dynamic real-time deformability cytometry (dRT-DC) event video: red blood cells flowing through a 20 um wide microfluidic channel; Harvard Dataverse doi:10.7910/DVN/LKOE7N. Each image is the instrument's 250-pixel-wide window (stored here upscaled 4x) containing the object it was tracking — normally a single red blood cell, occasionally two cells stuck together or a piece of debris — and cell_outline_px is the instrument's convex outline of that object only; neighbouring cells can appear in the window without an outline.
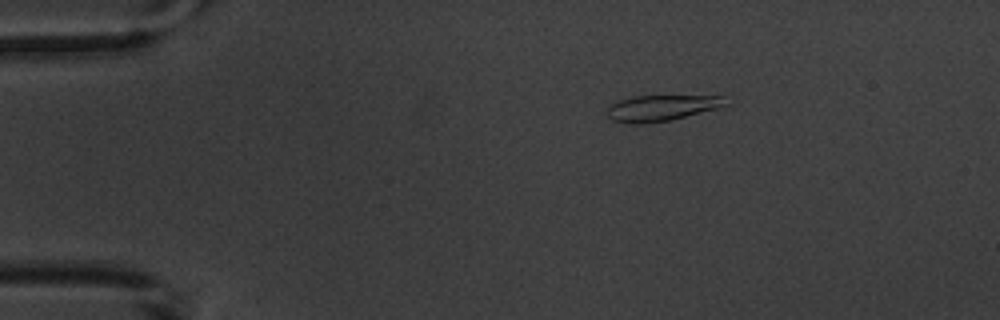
{"species": "common noctule bat (a hibernating species)", "species_latin": "Nyctalus noctula", "temperature_condition": "warm", "stored_images_in_passage": 5, "camera_frame_rate_fps": 3000, "um_per_image_px": 0.085, "animal": {"sex": "male", "body_mass_g": 20.1, "forearm_length_mm": 53.5}, "frame": {"image": 1, "passage_image": 3, "time_ms": 2.333, "image_size_px": [1000, 320], "cell_outline_px": [[732, 104], [672, 120], [640, 124], [636, 124], [612, 120], [604, 112], [612, 104], [620, 100], [636, 96], [724, 96]], "centroid_in_image_um": [56.27, 9.17], "position_along_channel_um": 28.7, "area_um2": 17.92}}